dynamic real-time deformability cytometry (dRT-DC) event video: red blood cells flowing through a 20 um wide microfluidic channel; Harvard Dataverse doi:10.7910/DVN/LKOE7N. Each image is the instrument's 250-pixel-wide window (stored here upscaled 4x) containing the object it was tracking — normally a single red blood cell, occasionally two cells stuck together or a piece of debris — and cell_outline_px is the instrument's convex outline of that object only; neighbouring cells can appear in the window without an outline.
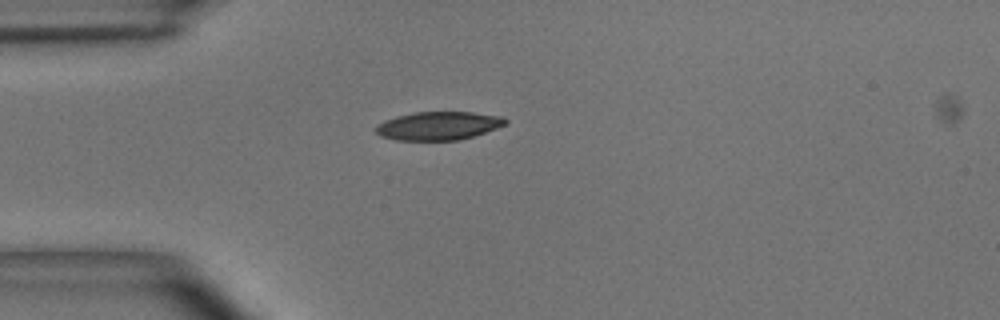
{"species": "common noctule bat (a hibernating species)", "species_latin": "Nyctalus noctula", "temperature_condition": "room temperature", "stored_images_in_passage": 36, "camera_frame_rate_fps": 3000, "um_per_image_px": 0.085, "animal": {"sex": "male", "body_mass_g": 15.6}, "frame": {"image": 1, "passage_image": 1, "time_ms": 0.0, "image_size_px": [1000, 320], "cell_outline_px": [[508, 124], [460, 140], [396, 140], [380, 136], [376, 132], [376, 124], [384, 120], [396, 116], [416, 112], [472, 112], [504, 116], [508, 120]], "centroid_in_image_um": [37.28, 10.68], "position_along_channel_um": 47.7, "area_um2": 21.5}}
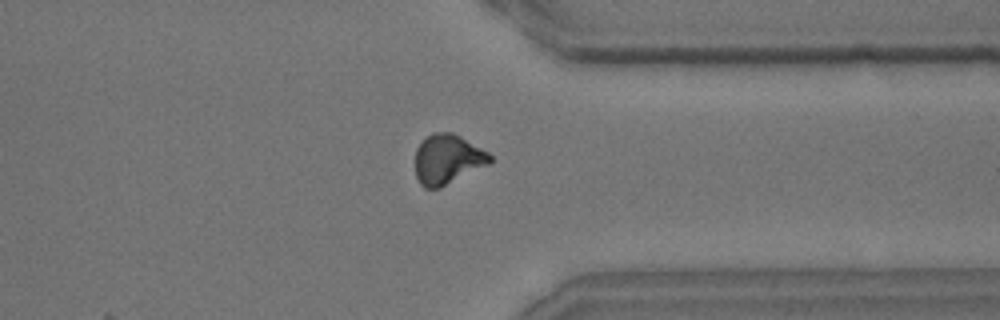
{"frame": {"image": 2, "passage_image": 27, "time_ms": 8.667, "image_size_px": [1000, 320], "cell_outline_px": [[492, 160], [488, 164], [440, 188], [424, 188], [420, 184], [416, 176], [416, 148], [432, 132], [452, 132], [460, 136], [488, 152], [492, 156]], "centroid_in_image_um": [38.03, 13.54], "position_along_channel_um": 373.4, "area_um2": 21.44}}
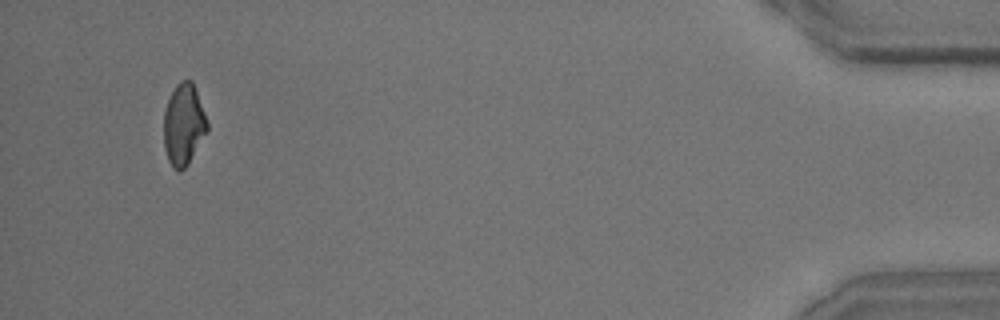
{"frame": {"image": 3, "passage_image": 36, "time_ms": 11.667, "image_size_px": [1000, 320], "cell_outline_px": [[208, 132], [188, 164], [180, 172], [172, 168], [168, 160], [164, 148], [164, 112], [168, 100], [176, 84], [180, 80], [192, 80], [204, 112], [208, 124]], "centroid_in_image_um": [15.61, 10.62], "position_along_channel_um": 419.6, "area_um2": 20.69}, "authors_computed_cell_mechanics": {"area_um2": 21.5305, "velocity_mm_per_s": 3.9327, "shape_relaxation_time_tau1_ms": 4.5144, "shape_relaxation_time_tau2_ms": 4.3361, "deformation_change_tau1": 0.1503, "deformation_change_tau2": 0.0917}}